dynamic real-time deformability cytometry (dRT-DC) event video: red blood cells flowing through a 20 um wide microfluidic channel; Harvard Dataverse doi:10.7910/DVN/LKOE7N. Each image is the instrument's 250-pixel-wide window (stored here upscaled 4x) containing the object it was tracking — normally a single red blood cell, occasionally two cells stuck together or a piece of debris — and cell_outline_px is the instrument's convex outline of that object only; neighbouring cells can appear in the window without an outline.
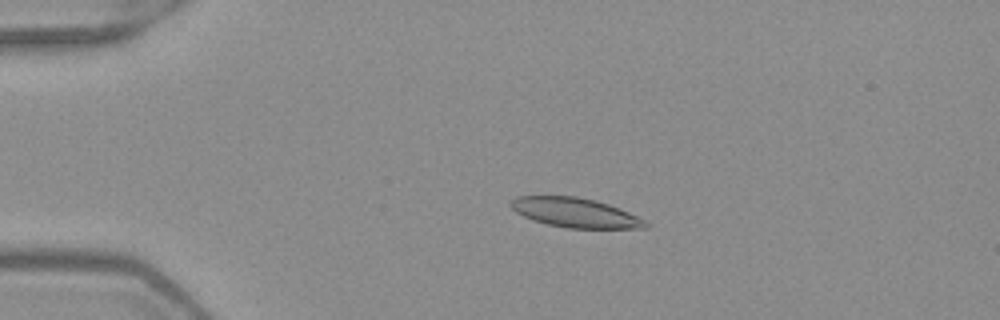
{"species": "Egyptian fruit bat (a non-hibernating species)", "species_latin": "Rousettus aegyptiacus", "temperature_condition": "warm", "stored_images_in_passage": 52, "camera_frame_rate_fps": 3000, "um_per_image_px": 0.085, "frame": {"image": 1, "passage_image": 12, "time_ms": 3.667, "image_size_px": [1000, 320], "cell_outline_px": [[648, 228], [568, 228], [548, 224], [532, 220], [516, 212], [508, 204], [516, 196], [576, 196], [596, 200], [620, 208], [644, 220], [648, 224]], "centroid_in_image_um": [48.87, 18.07], "position_along_channel_um": 36.1, "area_um2": 23.06}}
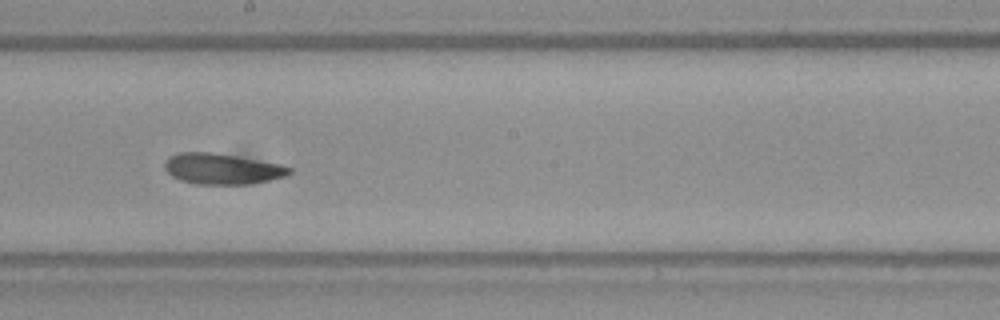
{"frame": {"image": 2, "passage_image": 30, "time_ms": 9.667, "image_size_px": [1000, 320], "cell_outline_px": [[292, 172], [288, 176], [248, 184], [196, 184], [180, 180], [172, 176], [164, 168], [164, 160], [168, 156], [176, 152], [212, 152], [236, 156], [280, 164], [292, 168]], "centroid_in_image_um": [18.85, 14.34], "position_along_channel_um": 229.4, "area_um2": 22.48}}
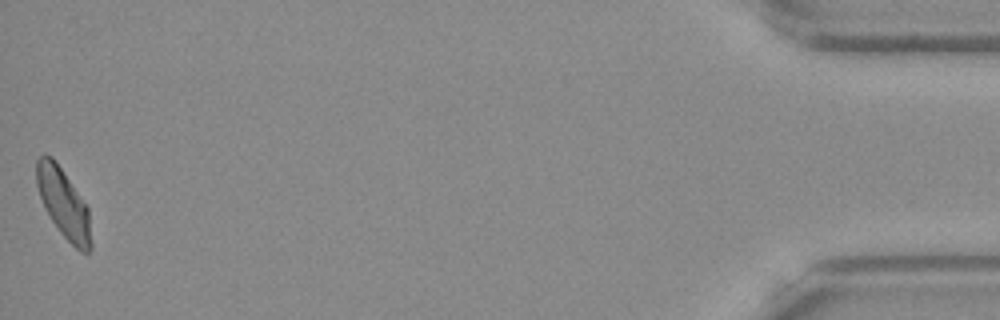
{"frame": {"image": 3, "passage_image": 52, "time_ms": 17.0, "image_size_px": [1000, 320], "cell_outline_px": [[92, 248], [88, 252], [80, 252], [60, 232], [44, 208], [36, 184], [36, 160], [44, 152], [52, 156], [88, 208], [92, 244]], "centroid_in_image_um": [5.38, 17.28], "position_along_channel_um": 429.8, "area_um2": 21.73}, "authors_computed_cell_mechanics": {"area_um2": 23.0044, "velocity_mm_per_s": 3.9708, "shape_relaxation_time_tau1_ms": 7.8568, "shape_relaxation_time_tau2_ms": 2.4962, "deformation_change_tau1": 0.1645, "deformation_change_tau2": 0.0817}}